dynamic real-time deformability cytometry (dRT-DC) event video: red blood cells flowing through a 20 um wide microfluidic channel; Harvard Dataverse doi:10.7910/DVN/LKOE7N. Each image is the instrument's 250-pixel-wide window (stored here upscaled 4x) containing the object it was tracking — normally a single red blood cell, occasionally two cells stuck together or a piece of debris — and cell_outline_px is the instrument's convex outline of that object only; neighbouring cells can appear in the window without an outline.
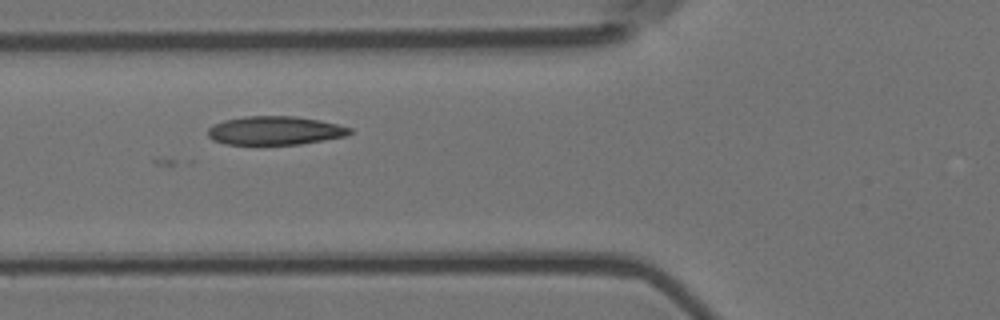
{"species": "Egyptian fruit bat (a non-hibernating species)", "species_latin": "Rousettus aegyptiacus", "temperature_condition": "room temperature", "stored_images_in_passage": 8, "camera_frame_rate_fps": 3000, "um_per_image_px": 0.085, "animal": {"sex": "female"}, "frame": {"image": 1, "passage_image": 3, "time_ms": 0.667, "image_size_px": [1000, 320], "cell_outline_px": [[352, 132], [348, 136], [300, 144], [224, 144], [212, 140], [208, 136], [208, 128], [212, 124], [224, 120], [244, 116], [296, 116], [320, 120], [352, 128]], "centroid_in_image_um": [23.37, 11.09], "position_along_channel_um": 102.4, "area_um2": 23.81}}
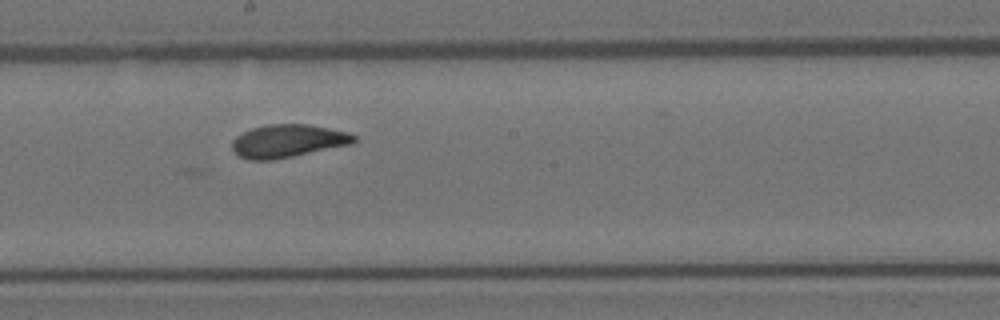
{"frame": {"image": 2, "passage_image": 6, "time_ms": 1.667, "image_size_px": [1000, 320], "cell_outline_px": [[356, 140], [352, 144], [272, 160], [248, 160], [240, 156], [232, 148], [232, 140], [236, 136], [252, 128], [268, 124], [308, 124], [348, 132], [356, 136]], "centroid_in_image_um": [24.47, 11.98], "position_along_channel_um": 223.7, "area_um2": 23.24}}